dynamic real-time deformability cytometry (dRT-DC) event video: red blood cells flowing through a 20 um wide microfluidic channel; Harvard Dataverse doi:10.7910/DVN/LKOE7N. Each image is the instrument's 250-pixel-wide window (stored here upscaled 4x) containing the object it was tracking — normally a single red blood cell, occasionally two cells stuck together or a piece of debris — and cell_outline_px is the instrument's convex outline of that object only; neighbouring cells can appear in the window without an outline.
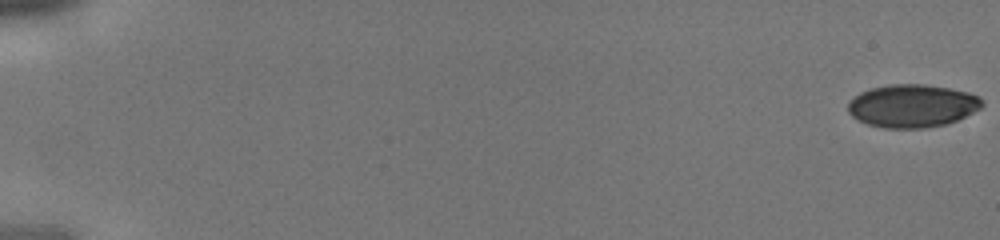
{"species": "human", "species_latin": "Homo sapiens", "temperature_condition": "cold", "stored_images_in_passage": 44, "camera_frame_rate_fps": 3000, "um_per_image_px": 0.085, "donor": {"sex": "male"}, "frame": {"image": 1, "passage_image": 1, "time_ms": 0.0, "image_size_px": [1000, 240], "cell_outline_px": [[984, 104], [980, 108], [948, 124], [924, 128], [884, 128], [868, 124], [852, 116], [848, 112], [848, 104], [860, 92], [872, 88], [892, 84], [924, 84], [948, 88], [968, 92], [980, 96], [984, 100]], "centroid_in_image_um": [77.57, 9.0], "position_along_channel_um": 7.4, "area_um2": 33.41}}
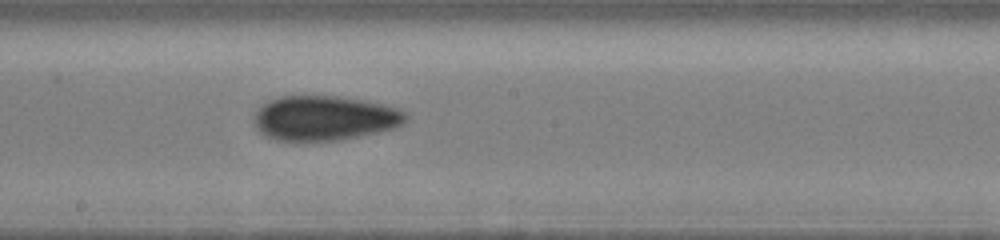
{"frame": {"image": 2, "passage_image": 26, "time_ms": 8.333, "image_size_px": [1000, 240], "cell_outline_px": [[408, 120], [404, 124], [396, 128], [336, 140], [276, 140], [260, 132], [256, 128], [252, 120], [252, 116], [260, 104], [268, 100], [280, 96], [340, 96], [368, 100], [400, 108], [408, 112]], "centroid_in_image_um": [27.6, 10.01], "position_along_channel_um": 220.6, "area_um2": 40.06}}
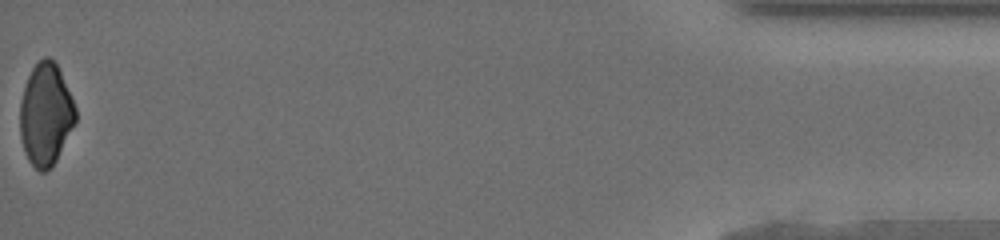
{"frame": {"image": 3, "passage_image": 44, "time_ms": 14.333, "image_size_px": [1000, 240], "cell_outline_px": [[76, 120], [56, 160], [44, 172], [40, 172], [28, 160], [20, 136], [20, 100], [28, 76], [32, 68], [44, 56], [48, 56], [56, 64], [60, 72], [76, 108]], "centroid_in_image_um": [3.87, 9.72], "position_along_channel_um": 431.3, "area_um2": 32.54}}